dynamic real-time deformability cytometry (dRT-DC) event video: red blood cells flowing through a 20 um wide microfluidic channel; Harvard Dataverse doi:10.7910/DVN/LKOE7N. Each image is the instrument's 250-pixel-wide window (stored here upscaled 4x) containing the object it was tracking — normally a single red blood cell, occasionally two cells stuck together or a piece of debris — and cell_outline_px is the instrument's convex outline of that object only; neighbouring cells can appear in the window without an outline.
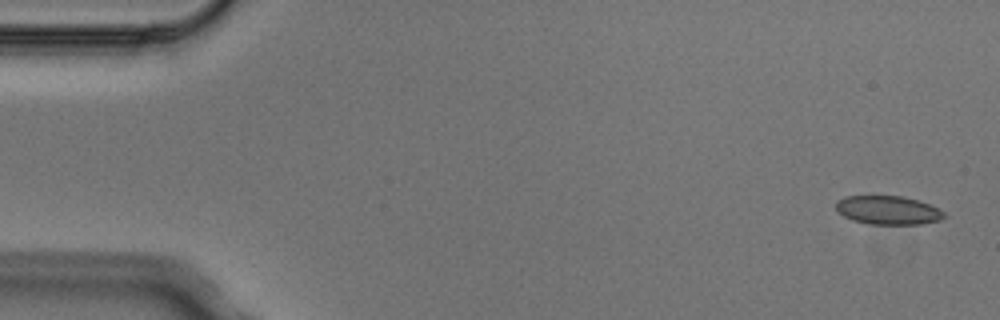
{"species": "Egyptian fruit bat (a non-hibernating species)", "species_latin": "Rousettus aegyptiacus", "temperature_condition": "cold", "stored_images_in_passage": 5, "camera_frame_rate_fps": 3000, "um_per_image_px": 0.085, "animal": {"sex": "male"}, "frame": {"image": 1, "passage_image": 1, "time_ms": 0.0, "image_size_px": [1000, 320], "cell_outline_px": [[944, 216], [940, 220], [920, 224], [868, 224], [852, 220], [844, 216], [836, 208], [836, 200], [844, 196], [900, 196], [916, 200], [928, 204], [944, 212]], "centroid_in_image_um": [75.43, 17.87], "position_along_channel_um": 9.6, "area_um2": 17.86}}
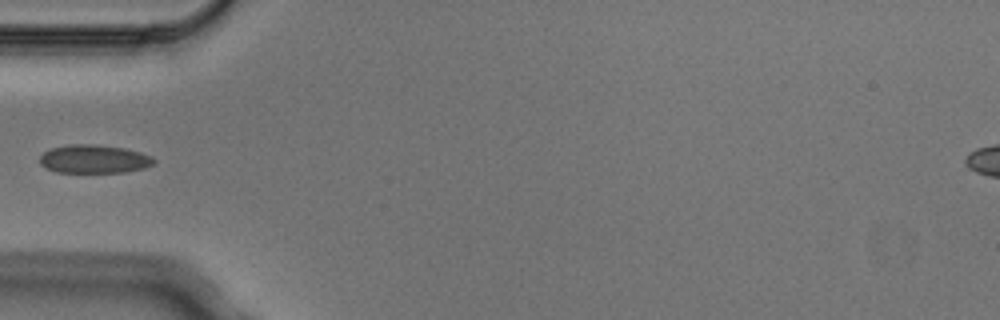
{"frame": {"image": 2, "passage_image": 4, "time_ms": 1.0, "image_size_px": [1000, 320], "cell_outline_px": [[156, 160], [152, 164], [144, 168], [124, 172], [56, 172], [44, 168], [40, 164], [40, 156], [44, 152], [52, 148], [68, 144], [92, 144], [124, 148], [140, 152], [152, 156]], "centroid_in_image_um": [7.97, 13.52], "position_along_channel_um": 77.0, "area_um2": 18.9}}
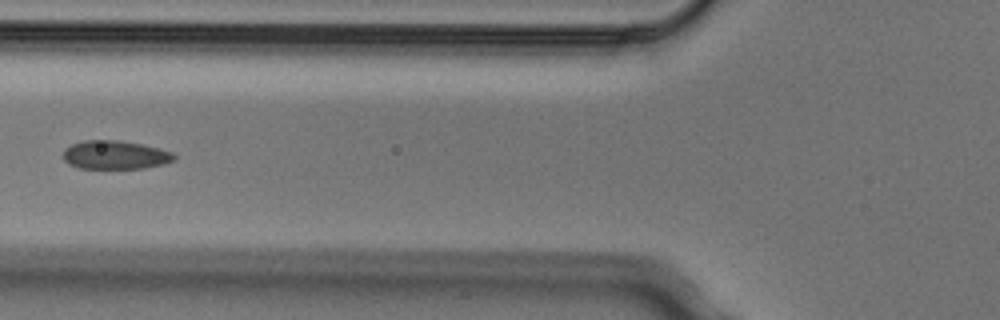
{"frame": {"image": 3, "passage_image": 5, "time_ms": 1.333, "image_size_px": [1000, 320], "cell_outline_px": [[176, 160], [164, 164], [144, 168], [80, 168], [68, 164], [64, 160], [64, 148], [72, 144], [84, 140], [116, 140], [144, 144], [160, 148], [172, 152], [176, 156]], "centroid_in_image_um": [9.81, 13.16], "position_along_channel_um": 116.0, "area_um2": 18.61}}